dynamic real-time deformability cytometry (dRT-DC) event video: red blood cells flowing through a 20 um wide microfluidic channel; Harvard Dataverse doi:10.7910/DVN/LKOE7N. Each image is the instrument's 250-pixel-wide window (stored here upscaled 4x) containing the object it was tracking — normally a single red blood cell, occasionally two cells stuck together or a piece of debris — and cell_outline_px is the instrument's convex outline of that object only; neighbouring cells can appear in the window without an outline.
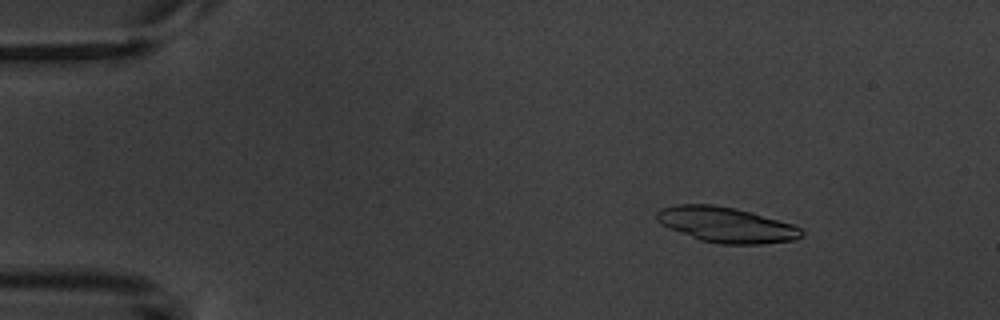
{"species": "common noctule bat (a hibernating species)", "species_latin": "Nyctalus noctula", "temperature_condition": "warm", "stored_images_in_passage": 5, "camera_frame_rate_fps": 3000, "um_per_image_px": 0.085, "animal": {"sex": "male", "body_mass_g": 20.1, "forearm_length_mm": 53.5}, "frame": {"image": 1, "passage_image": 3, "time_ms": 2.333, "image_size_px": [1000, 320], "cell_outline_px": [[804, 236], [796, 240], [760, 244], [720, 244], [700, 240], [668, 228], [660, 224], [656, 220], [656, 212], [660, 208], [676, 204], [712, 204], [736, 208], [752, 212], [792, 224], [800, 228], [804, 232]], "centroid_in_image_um": [61.71, 19.1], "position_along_channel_um": 23.3, "area_um2": 30.11}}